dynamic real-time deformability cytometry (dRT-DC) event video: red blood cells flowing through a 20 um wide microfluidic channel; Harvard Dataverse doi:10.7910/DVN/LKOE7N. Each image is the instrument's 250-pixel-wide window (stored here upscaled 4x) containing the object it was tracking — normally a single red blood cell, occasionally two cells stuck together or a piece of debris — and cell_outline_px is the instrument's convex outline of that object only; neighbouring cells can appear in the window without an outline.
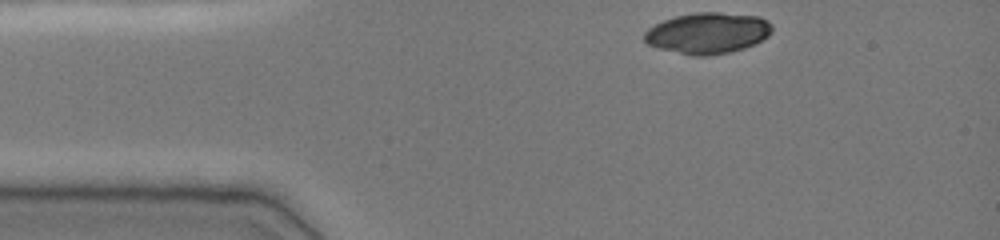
{"species": "common noctule bat (a hibernating species)", "species_latin": "Nyctalus noctula", "temperature_condition": "cold", "stored_images_in_passage": 35, "camera_frame_rate_fps": 3000, "um_per_image_px": 0.085, "animal": {"sex": "female", "body_mass_g": 19.0, "forearm_length_mm": 51.5}, "frame": {"image": 1, "passage_image": 1, "time_ms": 0.0, "image_size_px": [1000, 240], "cell_outline_px": [[772, 32], [768, 36], [756, 44], [744, 48], [728, 52], [708, 56], [692, 56], [660, 48], [648, 44], [644, 40], [644, 32], [648, 28], [664, 20], [676, 16], [696, 12], [720, 12], [760, 16], [768, 20], [772, 24]], "centroid_in_image_um": [60.19, 2.8], "position_along_channel_um": 24.8, "area_um2": 30.69}}
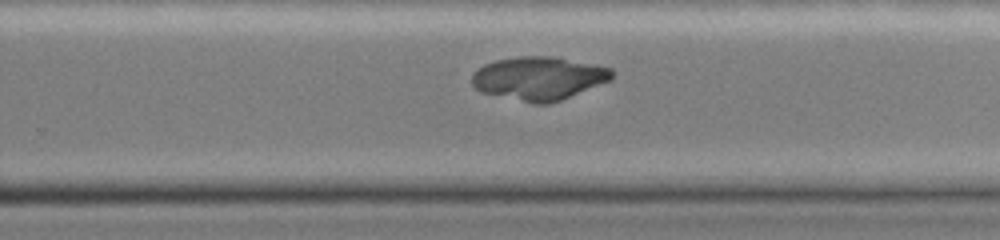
{"frame": {"image": 2, "passage_image": 25, "time_ms": 8.0, "image_size_px": [1000, 240], "cell_outline_px": [[612, 80], [560, 100], [548, 104], [532, 104], [480, 92], [472, 84], [472, 72], [484, 64], [496, 60], [520, 56], [552, 56], [612, 68]], "centroid_in_image_um": [45.77, 6.66], "position_along_channel_um": 284.0, "area_um2": 35.43}}
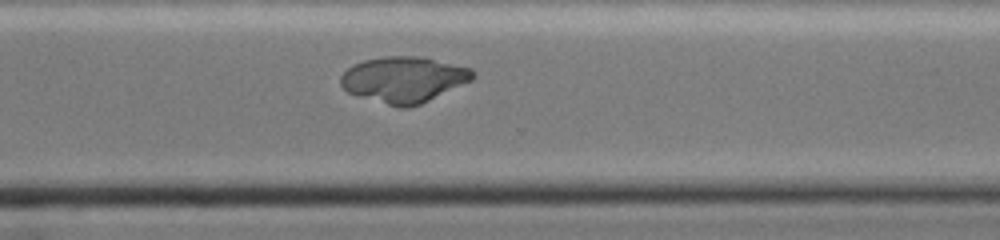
{"frame": {"image": 3, "passage_image": 29, "time_ms": 9.333, "image_size_px": [1000, 240], "cell_outline_px": [[476, 76], [472, 80], [420, 104], [408, 108], [400, 108], [360, 96], [348, 92], [340, 84], [340, 76], [348, 68], [364, 60], [384, 56], [420, 56], [472, 68], [476, 72]], "centroid_in_image_um": [34.35, 6.75], "position_along_channel_um": 336.3, "area_um2": 35.14}}